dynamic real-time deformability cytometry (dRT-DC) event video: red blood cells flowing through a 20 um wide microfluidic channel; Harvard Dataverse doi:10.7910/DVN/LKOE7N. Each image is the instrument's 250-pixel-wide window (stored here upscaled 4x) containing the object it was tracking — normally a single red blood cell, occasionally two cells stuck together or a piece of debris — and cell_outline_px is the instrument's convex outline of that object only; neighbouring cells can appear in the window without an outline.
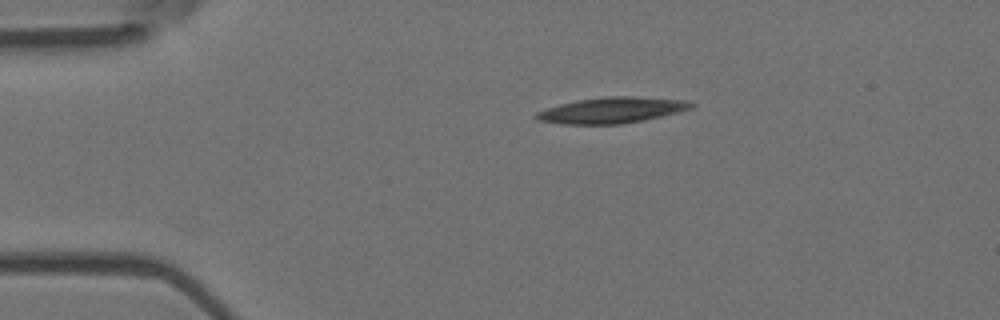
{"species": "Egyptian fruit bat (a non-hibernating species)", "species_latin": "Rousettus aegyptiacus", "temperature_condition": "room temperature", "stored_images_in_passage": 4, "camera_frame_rate_fps": 3000, "um_per_image_px": 0.085, "animal": {"sex": "female"}, "frame": {"image": 1, "passage_image": 1, "time_ms": 0.0, "image_size_px": [1000, 320], "cell_outline_px": [[696, 104], [692, 108], [680, 112], [644, 120], [620, 124], [560, 124], [536, 120], [532, 116], [536, 112], [560, 104], [580, 100], [608, 96], [632, 96], [688, 100]], "centroid_in_image_um": [52.02, 9.37], "position_along_channel_um": 33.0, "area_um2": 23.47}}
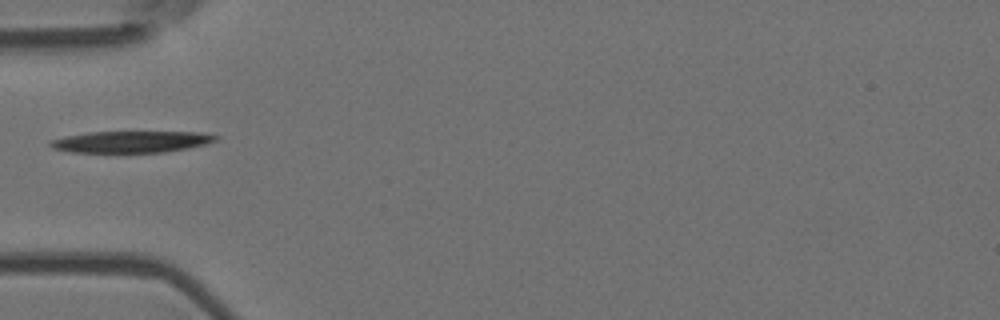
{"frame": {"image": 2, "passage_image": 3, "time_ms": 0.667, "image_size_px": [1000, 320], "cell_outline_px": [[220, 136], [216, 140], [204, 144], [188, 148], [164, 152], [72, 152], [52, 148], [48, 144], [48, 140], [64, 136], [88, 132], [204, 132]], "centroid_in_image_um": [11.12, 12.04], "position_along_channel_um": 73.9, "area_um2": 20.81}}
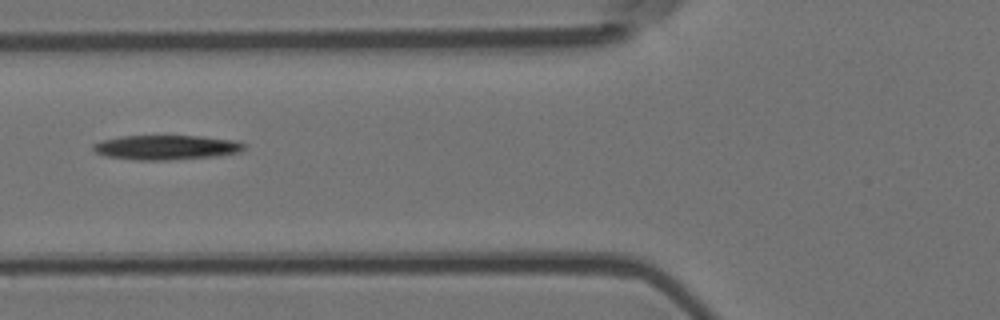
{"frame": {"image": 3, "passage_image": 4, "time_ms": 1.0, "image_size_px": [1000, 320], "cell_outline_px": [[248, 144], [240, 152], [216, 156], [168, 160], [140, 160], [108, 156], [96, 152], [92, 148], [92, 144], [100, 140], [120, 136], [200, 136], [236, 140]], "centroid_in_image_um": [14.16, 12.52], "position_along_channel_um": 111.6, "area_um2": 21.68}}